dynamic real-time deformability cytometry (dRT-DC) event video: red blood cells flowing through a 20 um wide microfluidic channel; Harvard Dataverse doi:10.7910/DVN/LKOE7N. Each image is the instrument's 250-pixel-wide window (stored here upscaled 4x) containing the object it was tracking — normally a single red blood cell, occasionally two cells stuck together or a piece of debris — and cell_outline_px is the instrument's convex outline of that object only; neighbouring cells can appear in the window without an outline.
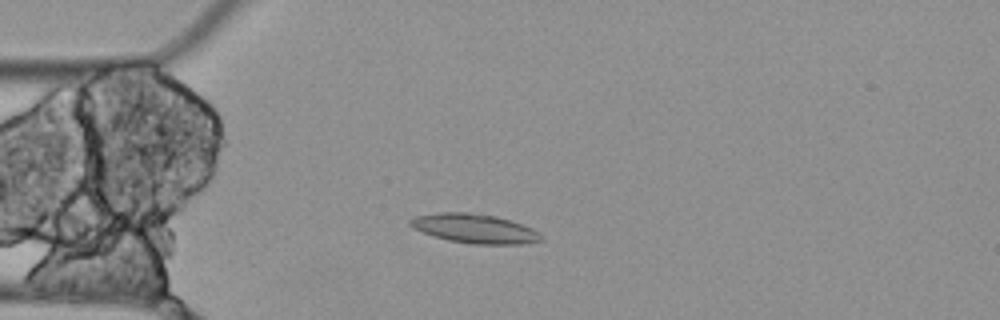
{"species": "Egyptian fruit bat (a non-hibernating species)", "species_latin": "Rousettus aegyptiacus", "temperature_condition": "cold", "stored_images_in_passage": 5, "camera_frame_rate_fps": 3000, "um_per_image_px": 0.085, "animal": {"sex": "female"}, "frame": {"image": 1, "passage_image": 3, "time_ms": 0.667, "image_size_px": [1000, 320], "cell_outline_px": [[544, 240], [524, 244], [472, 244], [448, 240], [412, 228], [408, 224], [408, 220], [412, 216], [440, 212], [468, 212], [496, 216], [532, 228]], "centroid_in_image_um": [40.29, 19.42], "position_along_channel_um": 44.7, "area_um2": 22.2}}
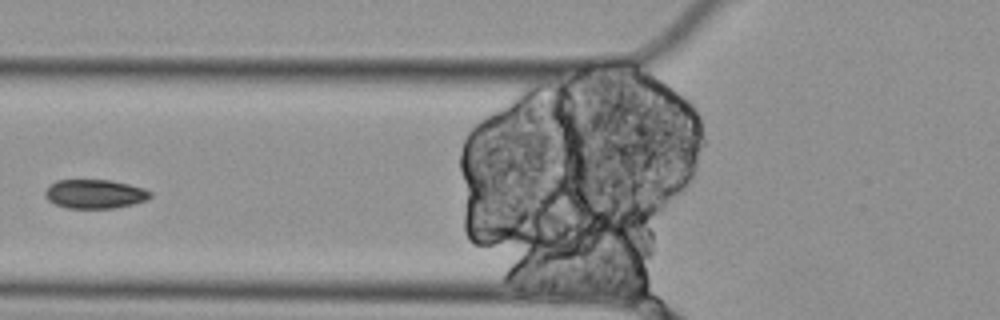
{"frame": {"image": 2, "passage_image": 5, "time_ms": 1.333, "image_size_px": [1000, 320], "cell_outline_px": [[152, 196], [144, 200], [132, 204], [116, 208], [68, 208], [56, 204], [48, 200], [44, 196], [44, 192], [48, 184], [56, 180], [112, 180], [144, 188], [152, 192]], "centroid_in_image_um": [8.03, 16.48], "position_along_channel_um": 117.8, "area_um2": 17.86}}